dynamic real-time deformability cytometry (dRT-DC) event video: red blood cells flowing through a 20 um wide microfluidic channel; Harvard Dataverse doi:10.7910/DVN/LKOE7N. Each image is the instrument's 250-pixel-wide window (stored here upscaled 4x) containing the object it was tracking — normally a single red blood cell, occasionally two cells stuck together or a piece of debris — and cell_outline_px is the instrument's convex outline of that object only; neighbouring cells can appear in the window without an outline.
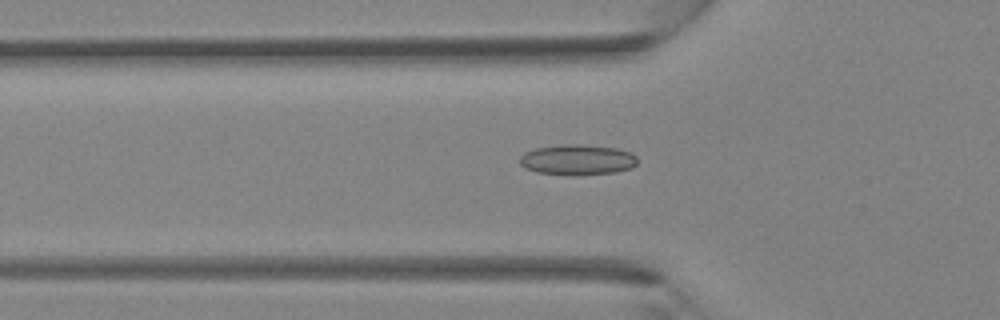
{"species": "Egyptian fruit bat (a non-hibernating species)", "species_latin": "Rousettus aegyptiacus", "temperature_condition": "room temperature", "stored_images_in_passage": 31, "camera_frame_rate_fps": 3000, "um_per_image_px": 0.085, "animal": {"sex": "female"}, "frame": {"image": 1, "passage_image": 5, "time_ms": 1.333, "image_size_px": [1000, 320], "cell_outline_px": [[636, 164], [632, 168], [616, 172], [576, 176], [572, 176], [536, 172], [520, 164], [520, 156], [524, 152], [536, 148], [560, 144], [576, 144], [616, 148], [632, 152], [636, 156]], "centroid_in_image_um": [49.09, 13.59], "position_along_channel_um": 76.7, "area_um2": 21.1}}
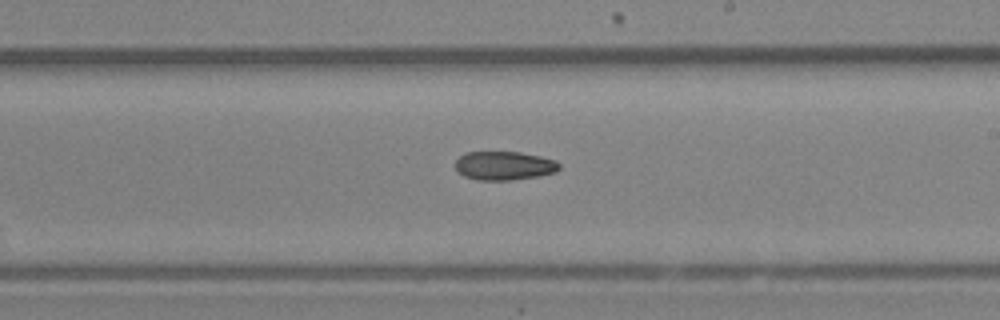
{"frame": {"image": 2, "passage_image": 15, "time_ms": 4.667, "image_size_px": [1000, 320], "cell_outline_px": [[560, 168], [556, 172], [540, 176], [512, 180], [476, 180], [464, 176], [456, 172], [456, 160], [460, 156], [468, 152], [520, 152], [540, 156], [556, 160], [560, 164]], "centroid_in_image_um": [42.87, 14.09], "position_along_channel_um": 246.1, "area_um2": 17.57}}
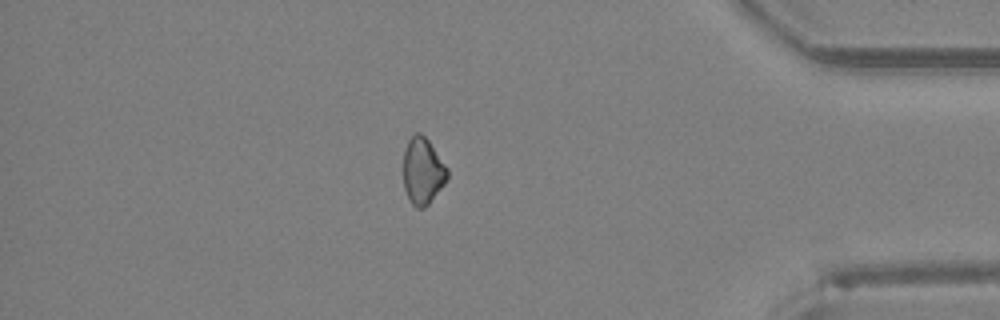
{"frame": {"image": 3, "passage_image": 26, "time_ms": 8.333, "image_size_px": [1000, 320], "cell_outline_px": [[448, 176], [444, 184], [428, 204], [424, 208], [416, 208], [412, 204], [404, 188], [404, 152], [408, 140], [416, 132], [420, 132], [428, 140], [448, 168]], "centroid_in_image_um": [35.93, 14.53], "position_along_channel_um": 399.3, "area_um2": 16.88}}